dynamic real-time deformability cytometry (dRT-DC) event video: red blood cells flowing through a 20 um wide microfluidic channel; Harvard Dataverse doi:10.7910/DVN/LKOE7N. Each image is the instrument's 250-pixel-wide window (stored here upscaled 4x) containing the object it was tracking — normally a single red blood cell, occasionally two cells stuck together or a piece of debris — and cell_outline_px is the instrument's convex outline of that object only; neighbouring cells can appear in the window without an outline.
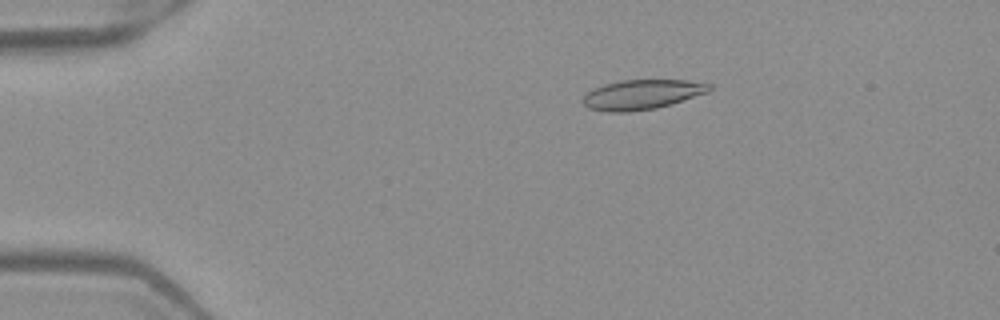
{"species": "Egyptian fruit bat (a non-hibernating species)", "species_latin": "Rousettus aegyptiacus", "temperature_condition": "warm", "stored_images_in_passage": 52, "camera_frame_rate_fps": 3000, "um_per_image_px": 0.085, "frame": {"image": 1, "passage_image": 10, "time_ms": 3.0, "image_size_px": [1000, 320], "cell_outline_px": [[712, 88], [708, 92], [672, 104], [656, 108], [628, 112], [608, 112], [588, 108], [580, 100], [592, 88], [604, 84], [620, 80], [684, 80], [712, 84]], "centroid_in_image_um": [54.54, 8.03], "position_along_channel_um": 30.5, "area_um2": 22.02}}
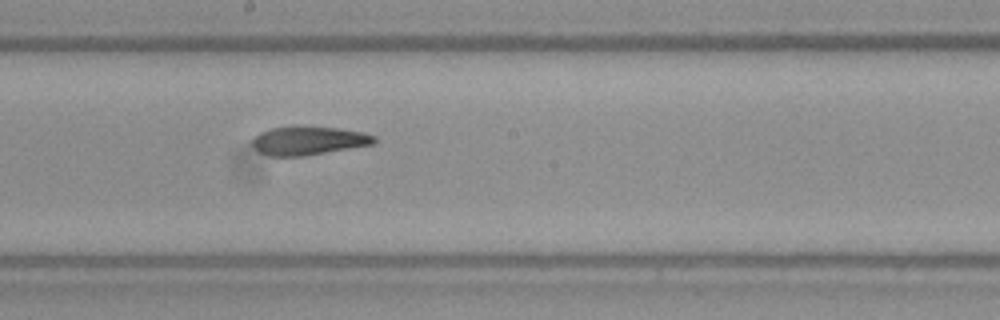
{"frame": {"image": 2, "passage_image": 29, "time_ms": 9.333, "image_size_px": [1000, 320], "cell_outline_px": [[376, 140], [372, 144], [304, 156], [268, 156], [260, 152], [252, 144], [252, 140], [260, 132], [268, 128], [340, 128], [360, 132], [376, 136]], "centroid_in_image_um": [26.21, 11.98], "position_along_channel_um": 222.0, "area_um2": 19.59}}
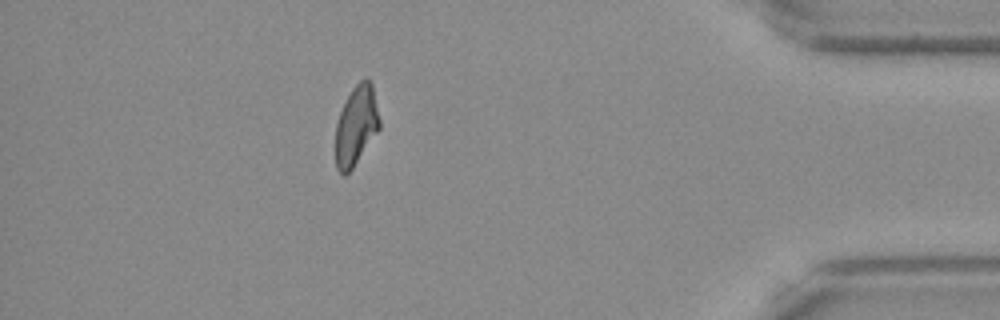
{"frame": {"image": 3, "passage_image": 46, "time_ms": 15.0, "image_size_px": [1000, 320], "cell_outline_px": [[380, 128], [352, 168], [344, 176], [336, 168], [336, 124], [340, 112], [352, 88], [360, 80], [368, 76], [372, 84], [380, 120]], "centroid_in_image_um": [30.28, 10.64], "position_along_channel_um": 404.9, "area_um2": 20.17}, "authors_computed_cell_mechanics": {"area_um2": 21.5016, "velocity_mm_per_s": 3.9985, "shape_relaxation_time_tau1_ms": null, "shape_relaxation_time_tau2_ms": 2.3273, "deformation_change_tau1": null, "deformation_change_tau2": 0.1069}}